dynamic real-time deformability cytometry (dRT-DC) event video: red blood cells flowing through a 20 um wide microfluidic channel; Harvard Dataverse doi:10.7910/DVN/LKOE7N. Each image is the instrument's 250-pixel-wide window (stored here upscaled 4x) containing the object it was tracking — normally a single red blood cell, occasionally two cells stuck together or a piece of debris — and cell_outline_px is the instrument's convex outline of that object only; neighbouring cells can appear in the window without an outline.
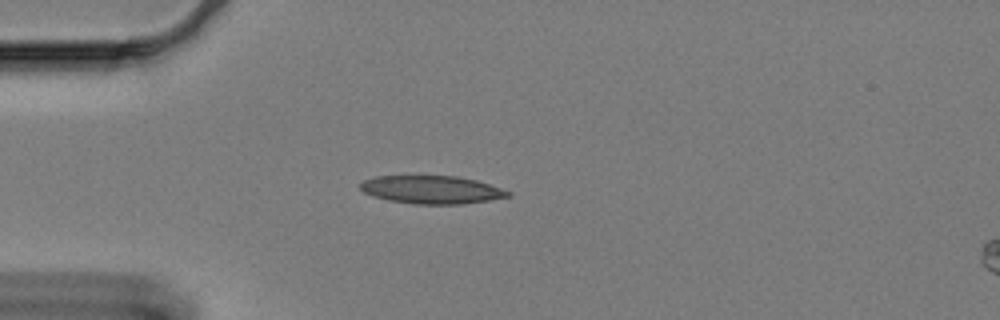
{"species": "Egyptian fruit bat (a non-hibernating species)", "species_latin": "Rousettus aegyptiacus", "temperature_condition": "cold", "stored_images_in_passage": 27, "camera_frame_rate_fps": 3000, "um_per_image_px": 0.085, "animal": {"sex": "female"}, "frame": {"image": 1, "passage_image": 1, "time_ms": 0.0, "image_size_px": [1000, 320], "cell_outline_px": [[512, 196], [488, 200], [460, 204], [416, 204], [392, 200], [372, 196], [364, 192], [360, 188], [360, 184], [364, 180], [376, 176], [456, 176], [476, 180], [512, 192]], "centroid_in_image_um": [36.7, 16.12], "position_along_channel_um": 48.3, "area_um2": 23.87}}
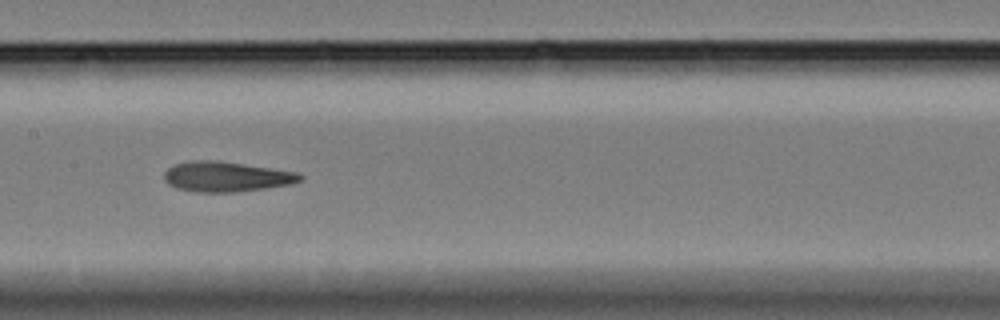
{"frame": {"image": 2, "passage_image": 15, "time_ms": 4.667, "image_size_px": [1000, 320], "cell_outline_px": [[304, 176], [300, 180], [288, 184], [264, 188], [236, 192], [196, 192], [176, 188], [168, 184], [164, 180], [164, 172], [172, 164], [188, 160], [220, 160], [296, 172]], "centroid_in_image_um": [19.15, 15.0], "position_along_channel_um": 188.2, "area_um2": 23.93}}
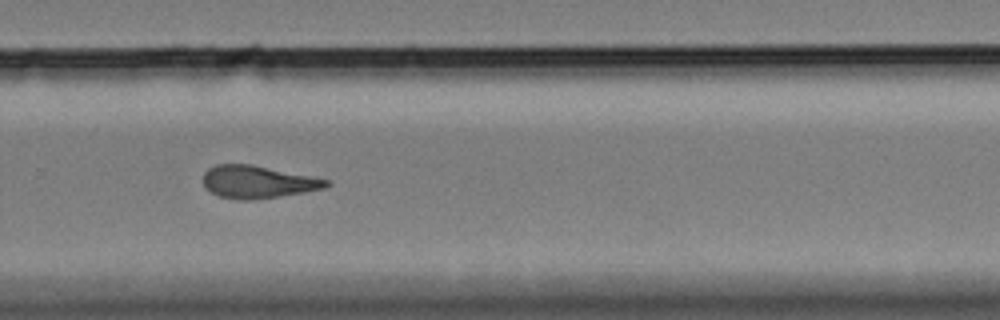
{"frame": {"image": 3, "passage_image": 26, "time_ms": 8.333, "image_size_px": [1000, 320], "cell_outline_px": [[332, 184], [324, 188], [304, 192], [280, 196], [252, 200], [244, 200], [220, 196], [204, 188], [204, 172], [208, 168], [216, 164], [252, 164], [332, 180]], "centroid_in_image_um": [21.94, 15.45], "position_along_channel_um": 307.9, "area_um2": 23.41}, "authors_computed_cell_mechanics": {"area_um2": 23.698, "velocity_mm_per_s": 3.2801, "shape_relaxation_time_tau1_ms": 7.225, "shape_relaxation_time_tau2_ms": 4.32, "deformation_change_tau1": 0.1813, "deformation_change_tau2": 0.1306}}